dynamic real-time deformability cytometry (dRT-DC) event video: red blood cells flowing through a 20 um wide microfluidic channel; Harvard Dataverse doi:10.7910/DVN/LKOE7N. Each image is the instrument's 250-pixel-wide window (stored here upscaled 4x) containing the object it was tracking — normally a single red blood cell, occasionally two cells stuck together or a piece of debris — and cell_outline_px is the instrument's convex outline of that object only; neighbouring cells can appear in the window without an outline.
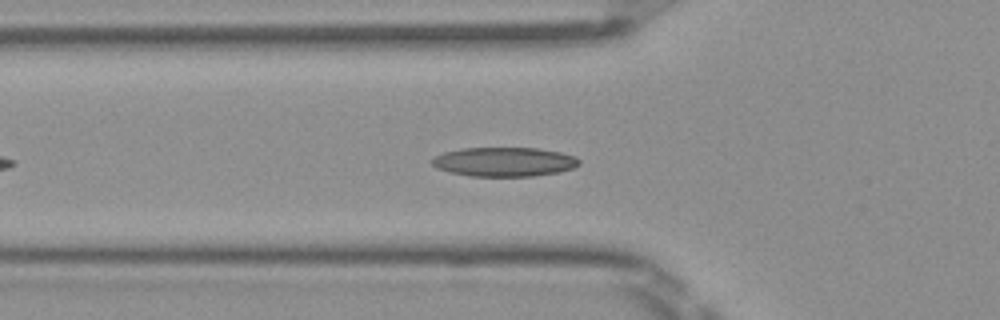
{"species": "Egyptian fruit bat (a non-hibernating species)", "species_latin": "Rousettus aegyptiacus", "temperature_condition": "room temperature", "stored_images_in_passage": 32, "camera_frame_rate_fps": 3000, "um_per_image_px": 0.085, "frame": {"image": 1, "passage_image": 8, "time_ms": 2.333, "image_size_px": [1000, 320], "cell_outline_px": [[580, 164], [572, 168], [560, 172], [532, 176], [472, 176], [452, 172], [436, 168], [428, 160], [444, 152], [460, 148], [536, 148], [560, 152], [576, 156], [580, 160]], "centroid_in_image_um": [42.86, 13.75], "position_along_channel_um": 82.9, "area_um2": 25.09}}
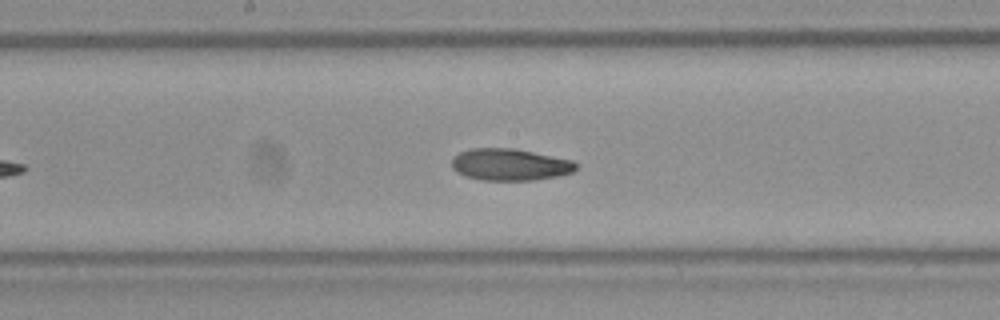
{"frame": {"image": 2, "passage_image": 17, "time_ms": 5.333, "image_size_px": [1000, 320], "cell_outline_px": [[576, 168], [572, 172], [560, 176], [532, 180], [480, 180], [464, 176], [456, 172], [452, 168], [452, 156], [468, 148], [516, 148], [572, 160], [576, 164]], "centroid_in_image_um": [43.3, 13.98], "position_along_channel_um": 204.9, "area_um2": 23.29}}
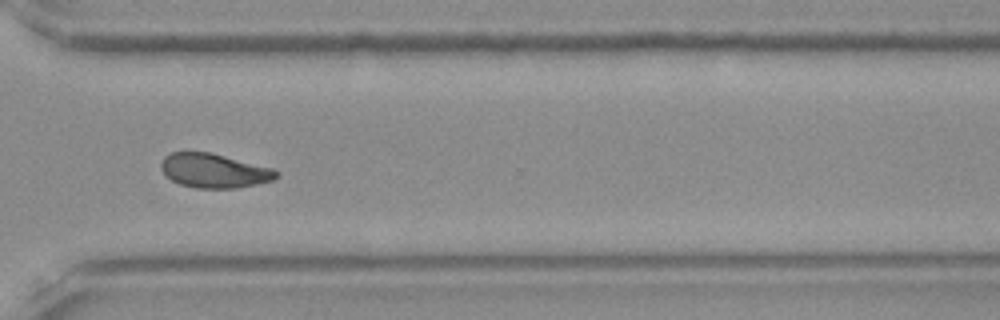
{"frame": {"image": 3, "passage_image": 28, "time_ms": 9.0, "image_size_px": [1000, 320], "cell_outline_px": [[280, 176], [272, 180], [256, 184], [236, 188], [196, 188], [180, 184], [172, 180], [160, 168], [160, 160], [164, 156], [172, 152], [212, 152], [272, 168], [280, 172]], "centroid_in_image_um": [18.2, 14.5], "position_along_channel_um": 352.4, "area_um2": 23.06}, "authors_computed_cell_mechanics": {"area_um2": 23.2645, "velocity_mm_per_s": 4.0254, "shape_relaxation_time_tau1_ms": 5.4888, "shape_relaxation_time_tau2_ms": 3.0839, "deformation_change_tau1": 0.1601, "deformation_change_tau2": 0.0917}}